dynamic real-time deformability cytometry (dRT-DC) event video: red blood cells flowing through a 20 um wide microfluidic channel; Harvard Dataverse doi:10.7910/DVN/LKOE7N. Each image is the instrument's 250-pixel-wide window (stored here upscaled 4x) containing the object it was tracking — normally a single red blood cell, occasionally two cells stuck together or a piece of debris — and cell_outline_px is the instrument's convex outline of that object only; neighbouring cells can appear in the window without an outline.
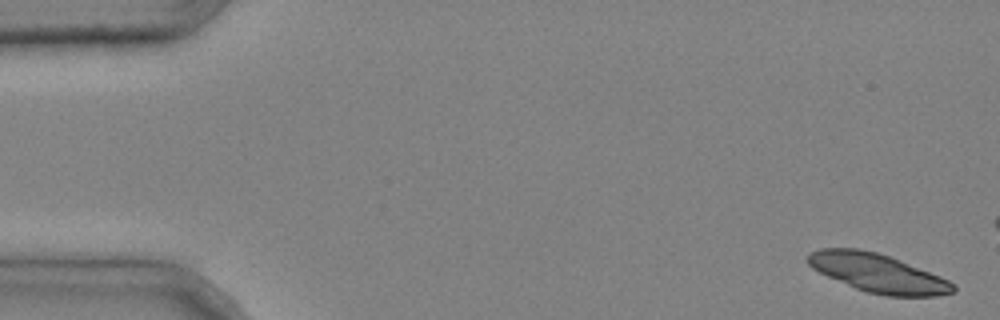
{"species": "common noctule bat (a hibernating species)", "species_latin": "Nyctalus noctula", "temperature_condition": "cold", "stored_images_in_passage": 4, "camera_frame_rate_fps": 3000, "um_per_image_px": 0.085, "animal": {"sex": "male", "body_mass_g": 20.4}, "frame": {"image": 1, "passage_image": 1, "time_ms": 0.0, "image_size_px": [1000, 320], "cell_outline_px": [[956, 292], [936, 296], [888, 296], [868, 292], [856, 288], [828, 276], [812, 268], [804, 260], [812, 252], [820, 248], [860, 248], [876, 252], [900, 260], [940, 276], [956, 284]], "centroid_in_image_um": [74.63, 23.21], "position_along_channel_um": 10.4, "area_um2": 32.48}}